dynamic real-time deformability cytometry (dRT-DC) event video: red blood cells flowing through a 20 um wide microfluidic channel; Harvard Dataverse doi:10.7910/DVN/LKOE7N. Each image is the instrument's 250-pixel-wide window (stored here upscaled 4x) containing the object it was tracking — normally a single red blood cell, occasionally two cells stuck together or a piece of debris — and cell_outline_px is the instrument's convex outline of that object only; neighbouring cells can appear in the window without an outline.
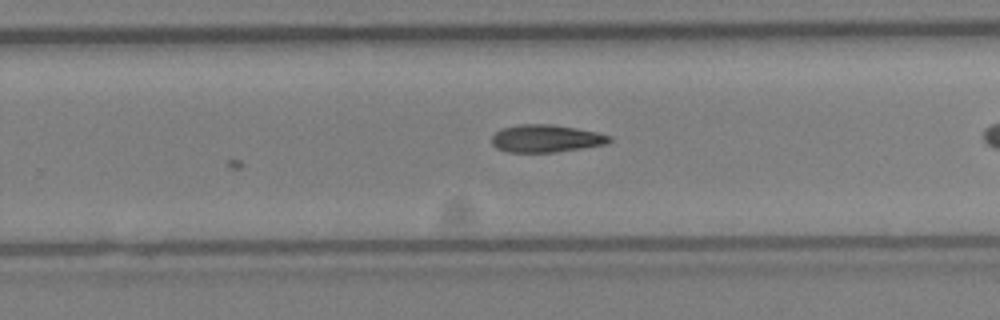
{"species": "Egyptian fruit bat (a non-hibernating species)", "species_latin": "Rousettus aegyptiacus", "temperature_condition": "cold", "stored_images_in_passage": 30, "camera_frame_rate_fps": 3000, "um_per_image_px": 0.085, "animal": {"sex": "female"}, "frame": {"image": 1, "passage_image": 30, "time_ms": 9.667, "image_size_px": [1000, 320], "cell_outline_px": [[612, 140], [608, 144], [556, 152], [508, 152], [496, 148], [492, 144], [492, 136], [500, 128], [516, 124], [552, 124], [576, 128], [596, 132], [612, 136]], "centroid_in_image_um": [46.41, 11.77], "position_along_channel_um": 283.4, "area_um2": 19.07}}